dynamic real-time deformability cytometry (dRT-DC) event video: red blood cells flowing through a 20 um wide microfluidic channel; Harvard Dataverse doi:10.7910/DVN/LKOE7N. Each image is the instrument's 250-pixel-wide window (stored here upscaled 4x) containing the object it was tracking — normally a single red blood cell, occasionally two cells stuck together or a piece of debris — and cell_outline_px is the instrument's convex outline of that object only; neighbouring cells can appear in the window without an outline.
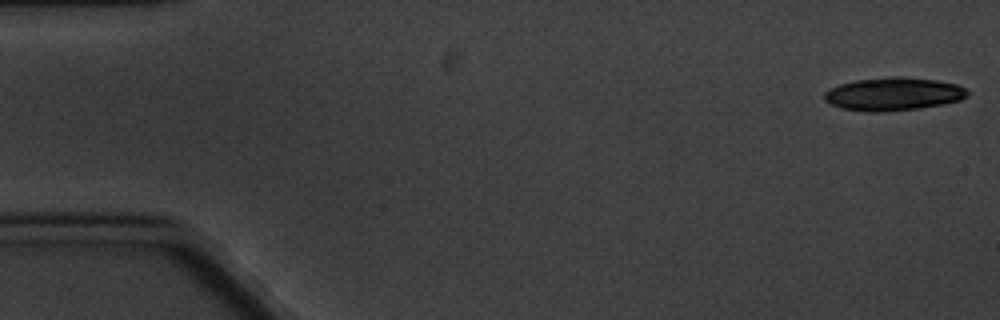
{"species": "common noctule bat (a hibernating species)", "species_latin": "Nyctalus noctula", "temperature_condition": "cold", "stored_images_in_passage": 8, "camera_frame_rate_fps": 3000, "um_per_image_px": 0.085, "animal": {"sex": "male", "body_mass_g": 20.1, "forearm_length_mm": 53.5}, "frame": {"image": 1, "passage_image": 1, "time_ms": 0.0, "image_size_px": [1000, 320], "cell_outline_px": [[968, 96], [960, 100], [944, 104], [920, 108], [884, 112], [868, 112], [844, 108], [832, 104], [824, 100], [824, 92], [828, 88], [840, 84], [856, 80], [888, 76], [904, 76], [936, 80], [956, 84], [964, 88], [968, 92]], "centroid_in_image_um": [75.93, 7.98], "position_along_channel_um": 9.1, "area_um2": 27.74}}